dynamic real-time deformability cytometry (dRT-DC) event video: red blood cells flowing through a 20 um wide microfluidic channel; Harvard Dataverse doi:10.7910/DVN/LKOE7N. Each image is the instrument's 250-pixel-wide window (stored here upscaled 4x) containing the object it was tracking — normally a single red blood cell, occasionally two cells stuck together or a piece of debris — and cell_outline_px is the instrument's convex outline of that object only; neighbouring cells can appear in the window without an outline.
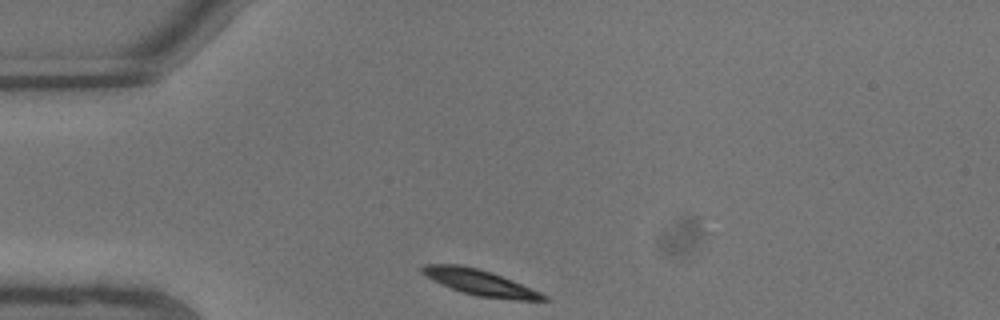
{"species": "common noctule bat (a hibernating species)", "species_latin": "Nyctalus noctula", "temperature_condition": "warm", "stored_images_in_passage": 2, "camera_frame_rate_fps": 3000, "um_per_image_px": 0.085, "animal": {"sex": "male", "body_mass_g": 13.3}, "frame": {"image": 1, "passage_image": 1, "time_ms": 0.0, "image_size_px": [1000, 320], "cell_outline_px": [[548, 300], [516, 300], [480, 296], [464, 292], [452, 288], [432, 280], [420, 272], [420, 268], [424, 264], [460, 264], [476, 268], [500, 276], [532, 288], [548, 296]], "centroid_in_image_um": [40.77, 24.0], "position_along_channel_um": 44.2, "area_um2": 17.74}}